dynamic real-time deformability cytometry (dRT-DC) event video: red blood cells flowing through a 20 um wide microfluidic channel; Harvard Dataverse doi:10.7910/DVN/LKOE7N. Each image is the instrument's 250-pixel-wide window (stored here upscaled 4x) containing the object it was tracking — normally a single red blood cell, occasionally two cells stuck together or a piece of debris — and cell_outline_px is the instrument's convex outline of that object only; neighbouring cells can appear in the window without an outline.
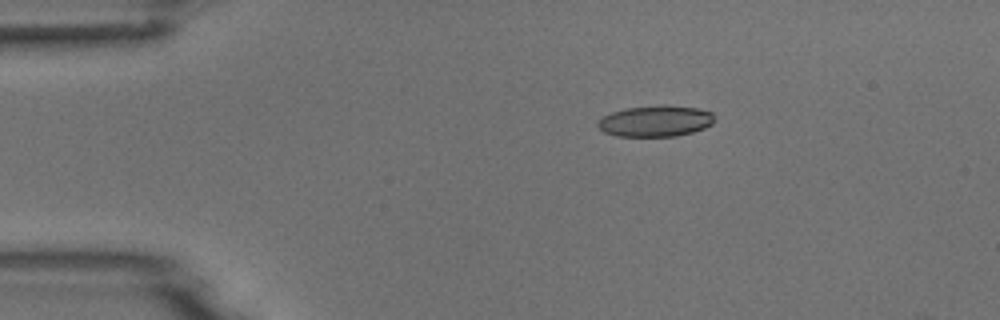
{"species": "common noctule bat (a hibernating species)", "species_latin": "Nyctalus noctula", "temperature_condition": "room temperature", "stored_images_in_passage": 3, "camera_frame_rate_fps": 3000, "um_per_image_px": 0.085, "animal": {"sex": "male", "body_mass_g": 18.8}, "frame": {"image": 1, "passage_image": 1, "time_ms": 0.0, "image_size_px": [1000, 320], "cell_outline_px": [[716, 120], [712, 124], [704, 128], [692, 132], [676, 136], [616, 136], [604, 132], [596, 124], [604, 116], [612, 112], [624, 108], [664, 104], [700, 108], [712, 112], [716, 116]], "centroid_in_image_um": [55.77, 10.27], "position_along_channel_um": 29.2, "area_um2": 21.44}}